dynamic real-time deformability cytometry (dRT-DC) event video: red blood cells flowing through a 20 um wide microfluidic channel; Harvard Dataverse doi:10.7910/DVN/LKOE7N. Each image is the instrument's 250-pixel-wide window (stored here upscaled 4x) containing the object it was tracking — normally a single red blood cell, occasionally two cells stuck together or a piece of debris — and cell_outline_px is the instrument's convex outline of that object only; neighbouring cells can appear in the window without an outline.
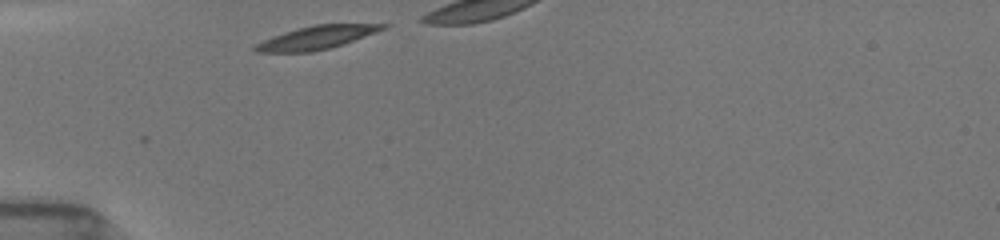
{"species": "common noctule bat (a hibernating species)", "species_latin": "Nyctalus noctula", "temperature_condition": "room temperature", "stored_images_in_passage": 11, "camera_frame_rate_fps": 3000, "um_per_image_px": 0.085, "animal": {"sex": "female", "body_mass_g": 19.5, "forearm_length_mm": 54.1}, "frame": {"image": 1, "passage_image": 1, "time_ms": 0.0, "image_size_px": [1000, 240], "cell_outline_px": [[392, 24], [388, 28], [328, 48], [312, 52], [256, 52], [252, 48], [256, 44], [272, 36], [296, 28], [316, 24]], "centroid_in_image_um": [26.89, 3.18], "position_along_channel_um": 58.1, "area_um2": 17.05}}
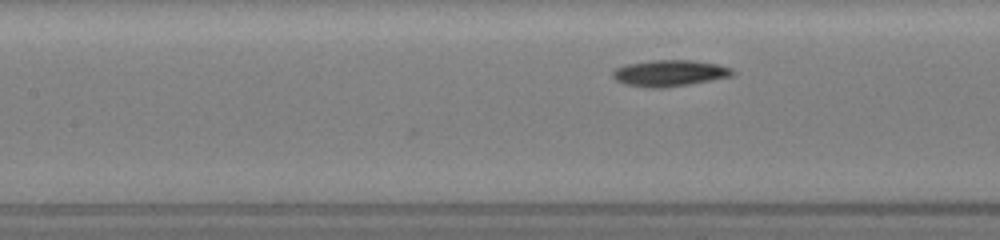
{"frame": {"image": 2, "passage_image": 11, "time_ms": 2.667, "image_size_px": [1000, 240], "cell_outline_px": [[736, 72], [732, 76], [688, 84], [664, 88], [644, 88], [624, 84], [616, 80], [612, 76], [612, 72], [616, 68], [628, 64], [652, 60], [696, 60], [716, 64], [732, 68]], "centroid_in_image_um": [56.91, 6.22], "position_along_channel_um": 150.5, "area_um2": 18.44}}